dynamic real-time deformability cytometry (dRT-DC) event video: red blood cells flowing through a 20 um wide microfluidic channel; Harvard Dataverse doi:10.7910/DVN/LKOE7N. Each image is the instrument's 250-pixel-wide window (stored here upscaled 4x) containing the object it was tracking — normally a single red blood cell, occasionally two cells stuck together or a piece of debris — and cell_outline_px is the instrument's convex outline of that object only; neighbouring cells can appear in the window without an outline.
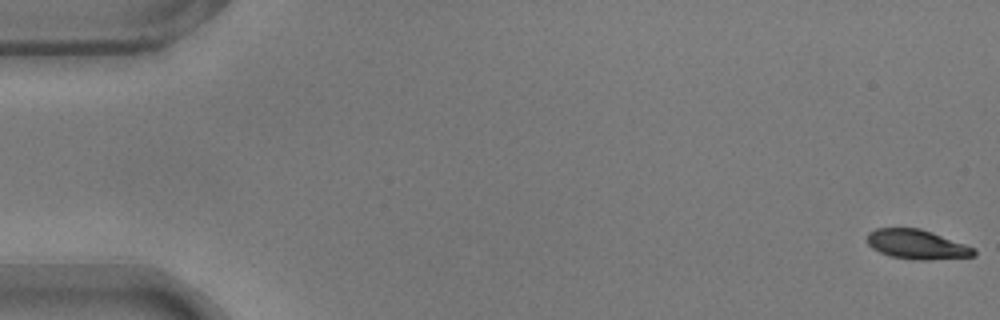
{"species": "common noctule bat (a hibernating species)", "species_latin": "Nyctalus noctula", "temperature_condition": "warm", "stored_images_in_passage": 55, "camera_frame_rate_fps": 3000, "um_per_image_px": 0.085, "animal": {"sex": "male", "body_mass_g": 17.9}, "frame": {"image": 1, "passage_image": 1, "time_ms": 0.0, "image_size_px": [1000, 320], "cell_outline_px": [[976, 256], [932, 260], [912, 260], [892, 256], [880, 252], [872, 248], [868, 244], [868, 232], [876, 228], [920, 228], [932, 232], [976, 248]], "centroid_in_image_um": [77.97, 20.78], "position_along_channel_um": 7.0, "area_um2": 18.44}}
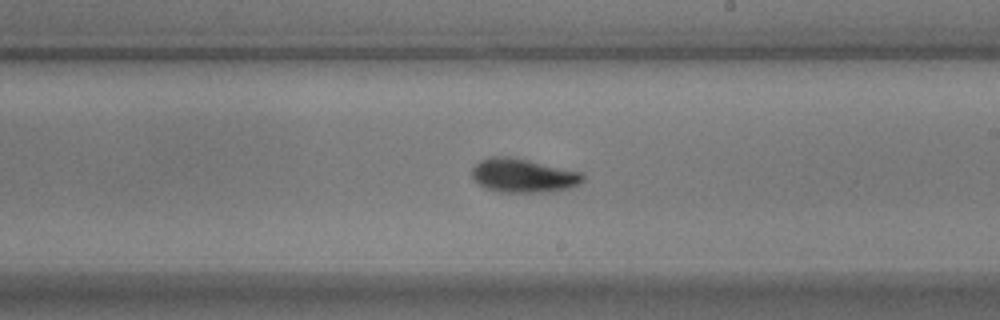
{"frame": {"image": 2, "passage_image": 32, "time_ms": 10.333, "image_size_px": [1000, 320], "cell_outline_px": [[584, 180], [580, 184], [568, 188], [552, 192], [500, 192], [484, 188], [472, 180], [472, 168], [480, 160], [492, 156], [508, 156], [528, 160], [580, 172], [584, 176]], "centroid_in_image_um": [44.43, 14.93], "position_along_channel_um": 244.6, "area_um2": 21.96}}
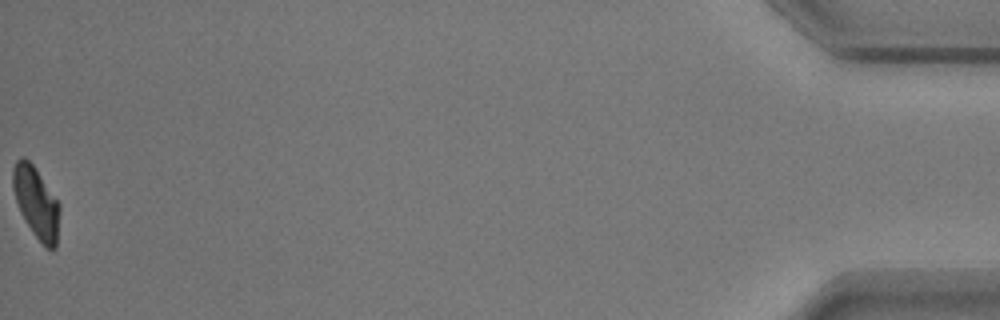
{"frame": {"image": 3, "passage_image": 55, "time_ms": 18.0, "image_size_px": [1000, 320], "cell_outline_px": [[60, 208], [56, 248], [48, 248], [32, 232], [20, 212], [16, 200], [12, 184], [12, 168], [16, 160], [20, 156], [24, 156], [32, 164], [60, 204]], "centroid_in_image_um": [3.06, 17.18], "position_along_channel_um": 432.1, "area_um2": 19.13}, "authors_computed_cell_mechanics": {"area_um2": 20.4612, "velocity_mm_per_s": 3.7248, "shape_relaxation_time_tau1_ms": 2.7472, "shape_relaxation_time_tau2_ms": 2.74, "deformation_change_tau1": 0.1334, "deformation_change_tau2": 0.0616}}